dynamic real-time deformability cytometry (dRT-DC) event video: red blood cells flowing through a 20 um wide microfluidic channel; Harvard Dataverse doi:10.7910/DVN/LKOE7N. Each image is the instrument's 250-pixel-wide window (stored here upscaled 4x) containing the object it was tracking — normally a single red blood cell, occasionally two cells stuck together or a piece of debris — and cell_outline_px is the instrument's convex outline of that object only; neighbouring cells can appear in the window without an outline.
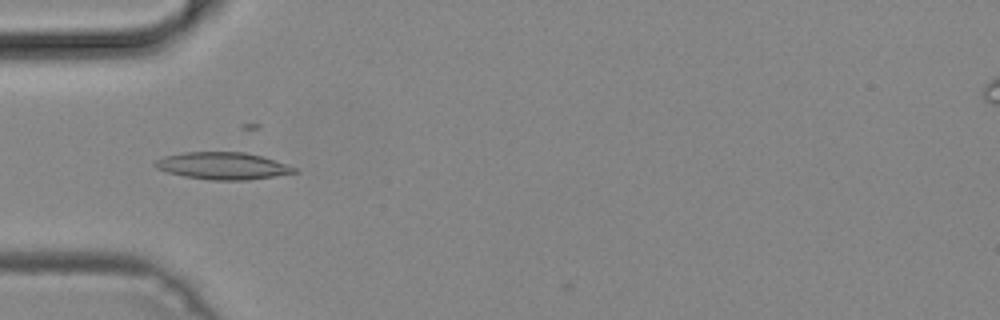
{"species": "common noctule bat (a hibernating species)", "species_latin": "Nyctalus noctula", "temperature_condition": "cold", "stored_images_in_passage": 36, "camera_frame_rate_fps": 3000, "um_per_image_px": 0.085, "animal": {"sex": "male", "body_mass_g": 19.2, "forearm_length_mm": 51.8}, "frame": {"image": 1, "passage_image": 1, "time_ms": 0.0, "image_size_px": [1000, 320], "cell_outline_px": [[296, 172], [276, 176], [248, 180], [212, 180], [184, 176], [168, 172], [156, 168], [152, 164], [156, 160], [164, 156], [184, 152], [244, 152], [264, 156], [296, 168]], "centroid_in_image_um": [18.92, 14.09], "position_along_channel_um": 66.1, "area_um2": 21.96}}
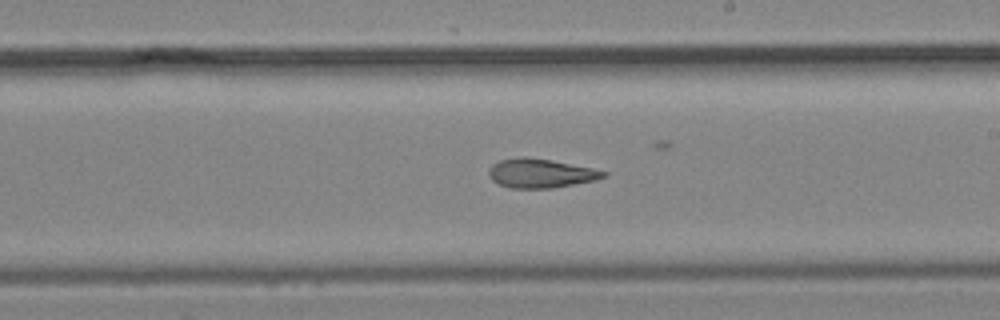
{"frame": {"image": 2, "passage_image": 14, "time_ms": 4.333, "image_size_px": [1000, 320], "cell_outline_px": [[608, 176], [596, 180], [552, 188], [508, 188], [492, 180], [488, 176], [488, 168], [492, 164], [500, 160], [520, 156], [524, 156], [552, 160], [592, 168], [608, 172]], "centroid_in_image_um": [45.94, 14.72], "position_along_channel_um": 243.1, "area_um2": 19.59}}
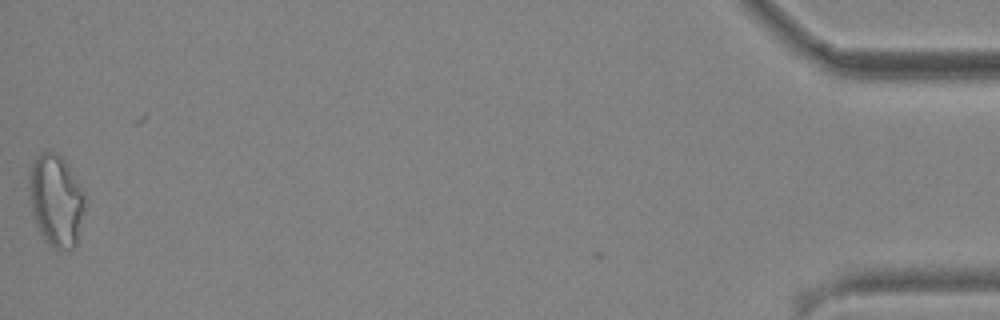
{"frame": {"image": 3, "passage_image": 35, "time_ms": 11.333, "image_size_px": [1000, 320], "cell_outline_px": [[84, 208], [76, 244], [72, 248], [56, 248], [48, 244], [44, 240], [32, 216], [28, 196], [28, 172], [32, 160], [40, 152], [56, 152], [64, 160], [84, 192]], "centroid_in_image_um": [4.7, 17.0], "position_along_channel_um": 430.5, "area_um2": 29.94}}